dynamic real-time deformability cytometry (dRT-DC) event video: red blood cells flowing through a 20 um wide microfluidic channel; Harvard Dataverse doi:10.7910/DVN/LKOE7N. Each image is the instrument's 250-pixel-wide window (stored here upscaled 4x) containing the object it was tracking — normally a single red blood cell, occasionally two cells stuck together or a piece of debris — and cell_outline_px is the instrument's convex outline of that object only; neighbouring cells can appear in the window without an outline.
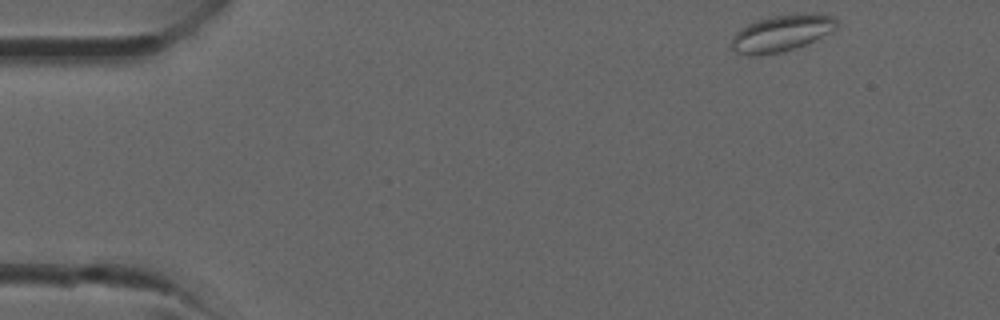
{"species": "common noctule bat (a hibernating species)", "species_latin": "Nyctalus noctula", "temperature_condition": "room temperature", "stored_images_in_passage": 35, "camera_frame_rate_fps": 3000, "um_per_image_px": 0.085, "animal": {"sex": "male", "forearm_length_mm": 52.5}, "frame": {"image": 1, "passage_image": 1, "time_ms": 0.0, "image_size_px": [1000, 320], "cell_outline_px": [[836, 28], [804, 44], [780, 52], [756, 56], [748, 56], [736, 52], [732, 48], [732, 36], [740, 28], [756, 20], [772, 16], [796, 12], [816, 12], [832, 16], [836, 20]], "centroid_in_image_um": [66.39, 2.79], "position_along_channel_um": 18.6, "area_um2": 22.37}}
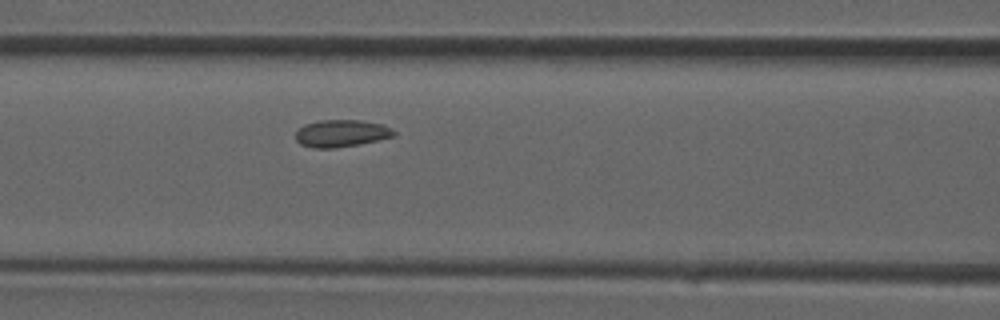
{"frame": {"image": 2, "passage_image": 13, "time_ms": 4.0, "image_size_px": [1000, 320], "cell_outline_px": [[396, 132], [392, 136], [376, 140], [336, 148], [312, 148], [300, 144], [296, 140], [296, 132], [304, 124], [320, 120], [360, 120], [384, 124], [392, 128]], "centroid_in_image_um": [28.99, 11.32], "position_along_channel_um": 137.6, "area_um2": 15.49}}
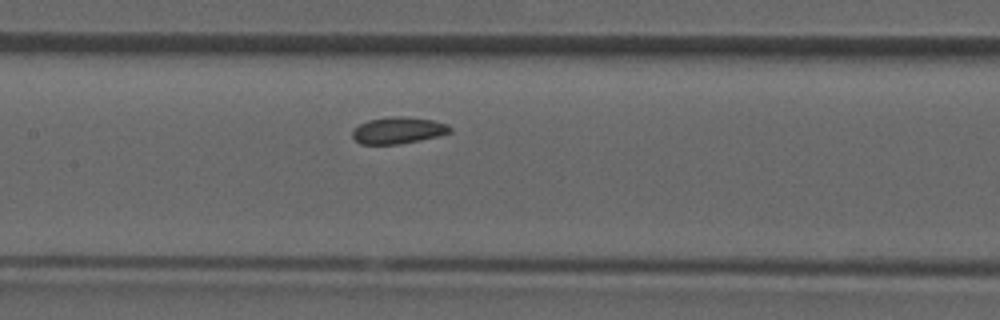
{"frame": {"image": 3, "passage_image": 15, "time_ms": 4.667, "image_size_px": [1000, 320], "cell_outline_px": [[452, 132], [420, 140], [400, 144], [360, 144], [352, 136], [352, 128], [368, 120], [388, 116], [404, 116], [432, 120], [448, 124], [452, 128]], "centroid_in_image_um": [33.83, 11.07], "position_along_channel_um": 173.6, "area_um2": 15.26}}